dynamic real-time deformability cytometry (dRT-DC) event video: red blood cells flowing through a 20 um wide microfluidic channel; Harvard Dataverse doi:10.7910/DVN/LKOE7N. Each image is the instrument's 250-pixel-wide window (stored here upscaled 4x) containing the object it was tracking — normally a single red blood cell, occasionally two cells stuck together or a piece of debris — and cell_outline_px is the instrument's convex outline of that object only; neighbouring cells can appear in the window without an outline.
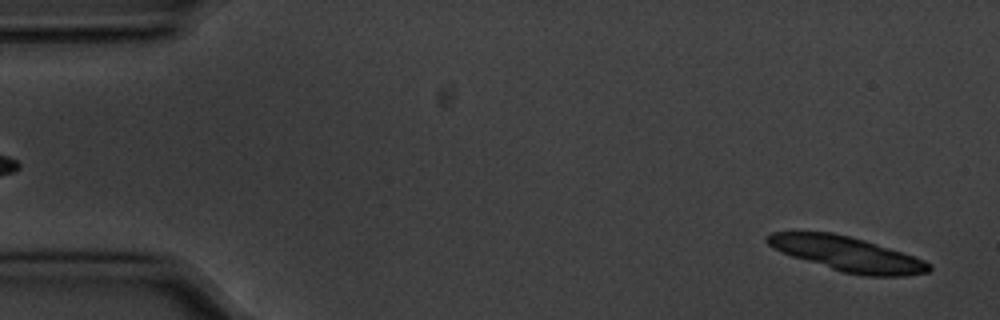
{"species": "common noctule bat (a hibernating species)", "species_latin": "Nyctalus noctula", "temperature_condition": "cold", "stored_images_in_passage": 56, "camera_frame_rate_fps": 3000, "um_per_image_px": 0.085, "animal": {"sex": "male", "body_mass_g": 20.1, "forearm_length_mm": 53.5}, "frame": {"image": 1, "passage_image": 2, "time_ms": 0.333, "image_size_px": [1000, 320], "cell_outline_px": [[932, 268], [928, 272], [904, 276], [864, 276], [844, 272], [792, 256], [780, 252], [772, 248], [764, 240], [764, 236], [772, 232], [832, 232], [864, 240], [924, 260], [932, 264]], "centroid_in_image_um": [71.97, 21.58], "position_along_channel_um": 13.0, "area_um2": 32.25}}
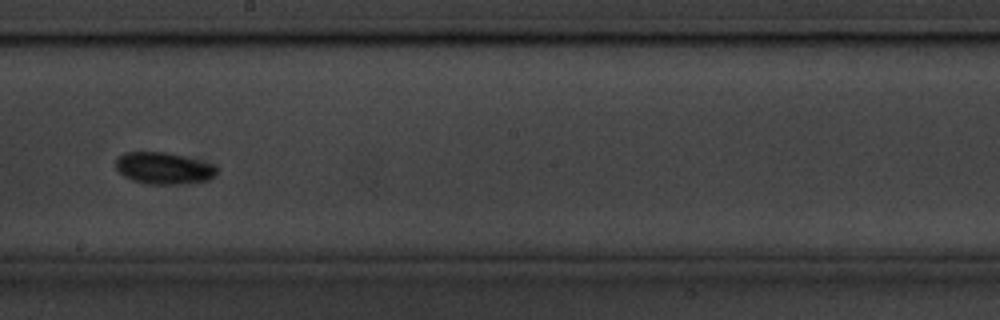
{"frame": {"image": 2, "passage_image": 31, "time_ms": 10.0, "image_size_px": [1000, 320], "cell_outline_px": [[220, 168], [208, 180], [188, 184], [144, 184], [132, 180], [124, 176], [116, 168], [116, 156], [124, 152], [164, 152], [216, 164]], "centroid_in_image_um": [13.92, 14.3], "position_along_channel_um": 234.3, "area_um2": 18.9}}
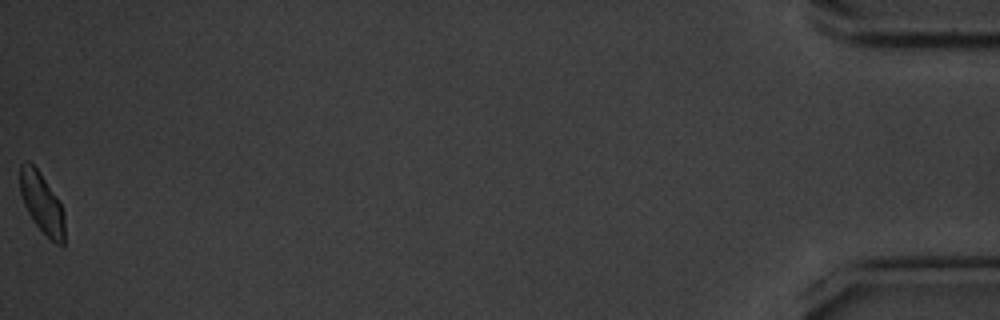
{"frame": {"image": 3, "passage_image": 56, "time_ms": 18.333, "image_size_px": [1000, 320], "cell_outline_px": [[64, 244], [56, 244], [32, 220], [24, 204], [20, 192], [20, 164], [24, 160], [28, 160], [36, 168], [60, 204], [64, 212]], "centroid_in_image_um": [3.53, 17.25], "position_along_channel_um": 431.7, "area_um2": 15.26}, "authors_computed_cell_mechanics": {"area_um2": 17.8891, "velocity_mm_per_s": 3.5447, "shape_relaxation_time_tau1_ms": null, "shape_relaxation_time_tau2_ms": 3.0966, "deformation_change_tau1": null, "deformation_change_tau2": 0.0631}}